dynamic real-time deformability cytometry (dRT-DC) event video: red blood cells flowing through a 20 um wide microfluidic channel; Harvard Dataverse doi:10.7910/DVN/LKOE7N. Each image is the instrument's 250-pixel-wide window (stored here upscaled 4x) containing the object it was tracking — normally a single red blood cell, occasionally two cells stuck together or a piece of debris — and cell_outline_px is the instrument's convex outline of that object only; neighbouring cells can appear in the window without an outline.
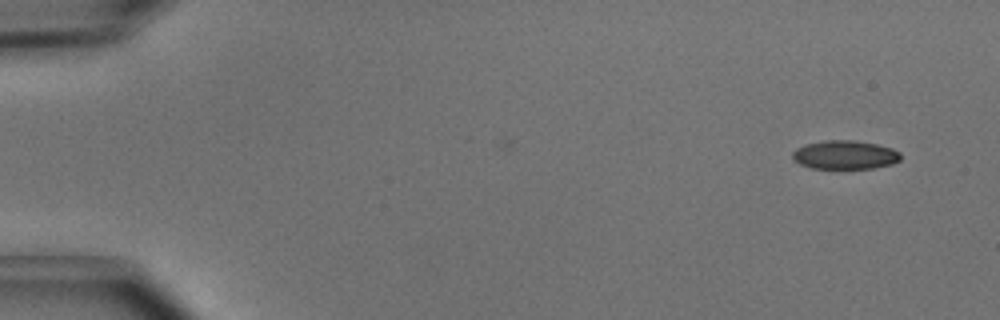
{"species": "common noctule bat (a hibernating species)", "species_latin": "Nyctalus noctula", "temperature_condition": "cold", "stored_images_in_passage": 3, "segment_of_instrument_passage": [2, 2], "camera_frame_rate_fps": 3000, "um_per_image_px": 0.085, "animal": {"sex": "male", "body_mass_g": 15.6}, "frame": {"image": 1, "passage_image": 3, "time_ms": 0.667, "image_size_px": [1000, 320], "cell_outline_px": [[900, 160], [892, 164], [872, 168], [812, 168], [800, 164], [792, 160], [792, 152], [796, 148], [804, 144], [824, 140], [856, 140], [876, 144], [892, 148], [900, 152]], "centroid_in_image_um": [71.79, 13.15], "position_along_channel_um": 13.2, "area_um2": 18.21}}